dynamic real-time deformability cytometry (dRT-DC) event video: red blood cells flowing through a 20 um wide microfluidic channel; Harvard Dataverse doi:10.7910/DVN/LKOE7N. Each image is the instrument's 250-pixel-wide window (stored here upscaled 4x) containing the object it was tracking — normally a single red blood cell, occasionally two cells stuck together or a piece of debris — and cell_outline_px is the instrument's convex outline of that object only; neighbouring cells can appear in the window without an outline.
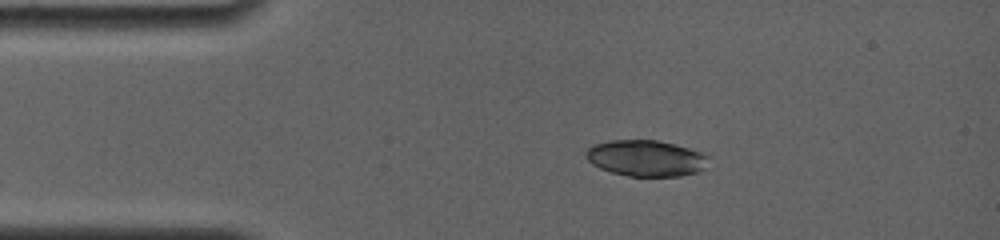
{"species": "common noctule bat (a hibernating species)", "species_latin": "Nyctalus noctula", "temperature_condition": "room temperature", "stored_images_in_passage": 10, "camera_frame_rate_fps": 4000, "um_per_image_px": 0.085, "animal": {"sex": "female", "body_mass_g": 19.0, "forearm_length_mm": 56.7}, "frame": {"image": 1, "passage_image": 1, "time_ms": 0.0, "image_size_px": [1000, 240], "cell_outline_px": [[712, 156], [704, 168], [696, 172], [680, 176], [628, 176], [612, 172], [600, 168], [592, 164], [584, 156], [584, 152], [592, 144], [612, 140], [656, 140], [688, 148]], "centroid_in_image_um": [54.89, 13.44], "position_along_channel_um": 30.1, "area_um2": 25.89}}